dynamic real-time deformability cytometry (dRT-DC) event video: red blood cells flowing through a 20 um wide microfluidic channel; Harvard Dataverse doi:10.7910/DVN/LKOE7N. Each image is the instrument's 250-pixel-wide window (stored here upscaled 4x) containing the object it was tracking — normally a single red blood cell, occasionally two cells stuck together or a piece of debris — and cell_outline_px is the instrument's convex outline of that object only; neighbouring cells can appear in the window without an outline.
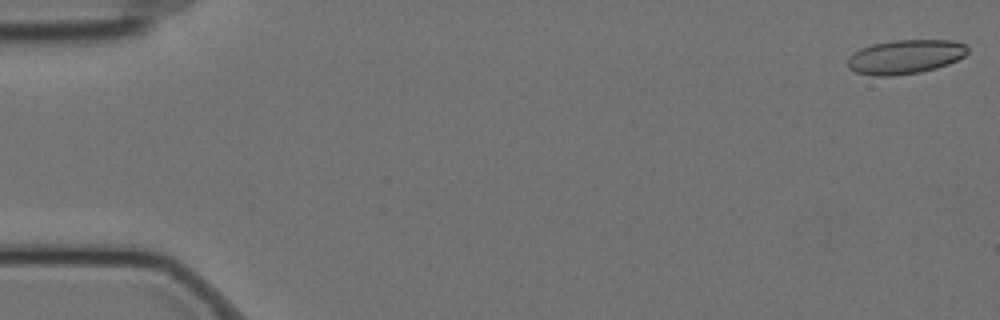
{"species": "Egyptian fruit bat (a non-hibernating species)", "species_latin": "Rousettus aegyptiacus", "temperature_condition": "cold", "stored_images_in_passage": 22, "camera_frame_rate_fps": 3000, "um_per_image_px": 0.085, "animal": {"sex": "female"}, "frame": {"image": 1, "passage_image": 1, "time_ms": 0.0, "image_size_px": [1000, 320], "cell_outline_px": [[968, 52], [964, 56], [948, 64], [936, 68], [920, 72], [892, 76], [876, 76], [856, 72], [848, 68], [848, 56], [852, 52], [860, 48], [872, 44], [892, 40], [956, 40], [968, 44]], "centroid_in_image_um": [76.95, 4.81], "position_along_channel_um": 8.0, "area_um2": 24.16}}
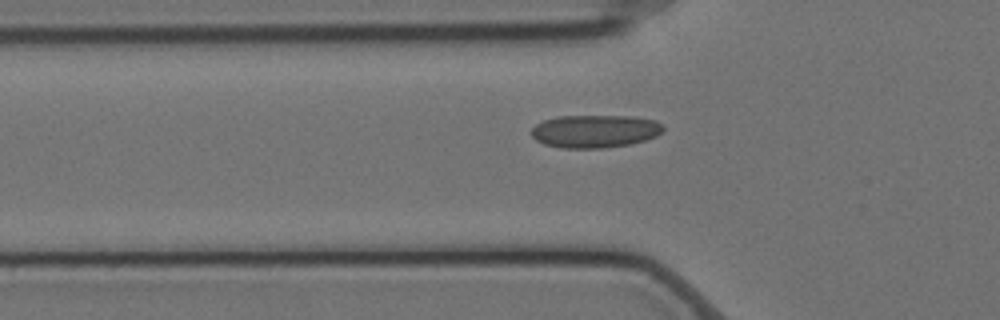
{"frame": {"image": 2, "passage_image": 19, "time_ms": 6.0, "image_size_px": [1000, 320], "cell_outline_px": [[664, 128], [656, 136], [632, 144], [604, 148], [560, 148], [544, 144], [536, 140], [532, 136], [532, 128], [536, 124], [544, 120], [560, 116], [632, 116], [656, 120], [664, 124]], "centroid_in_image_um": [50.59, 11.15], "position_along_channel_um": 75.2, "area_um2": 25.37}}
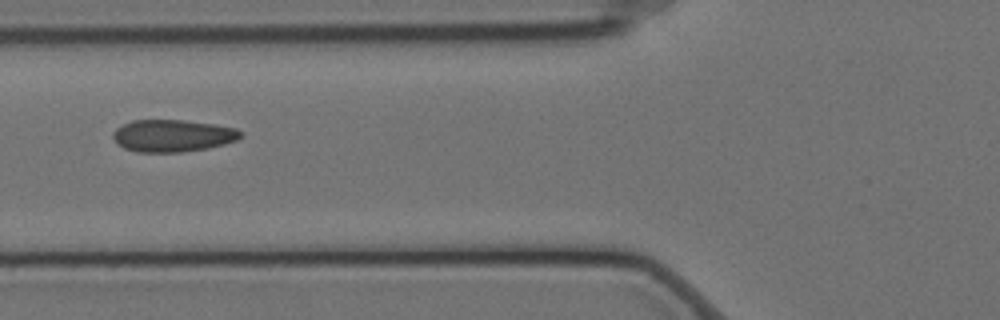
{"frame": {"image": 3, "passage_image": 22, "time_ms": 7.0, "image_size_px": [1000, 320], "cell_outline_px": [[244, 136], [236, 140], [224, 144], [208, 148], [180, 152], [136, 152], [124, 148], [116, 144], [112, 136], [112, 132], [116, 128], [132, 120], [184, 120], [212, 124], [236, 128], [244, 132]], "centroid_in_image_um": [14.67, 11.54], "position_along_channel_um": 111.1, "area_um2": 24.1}}